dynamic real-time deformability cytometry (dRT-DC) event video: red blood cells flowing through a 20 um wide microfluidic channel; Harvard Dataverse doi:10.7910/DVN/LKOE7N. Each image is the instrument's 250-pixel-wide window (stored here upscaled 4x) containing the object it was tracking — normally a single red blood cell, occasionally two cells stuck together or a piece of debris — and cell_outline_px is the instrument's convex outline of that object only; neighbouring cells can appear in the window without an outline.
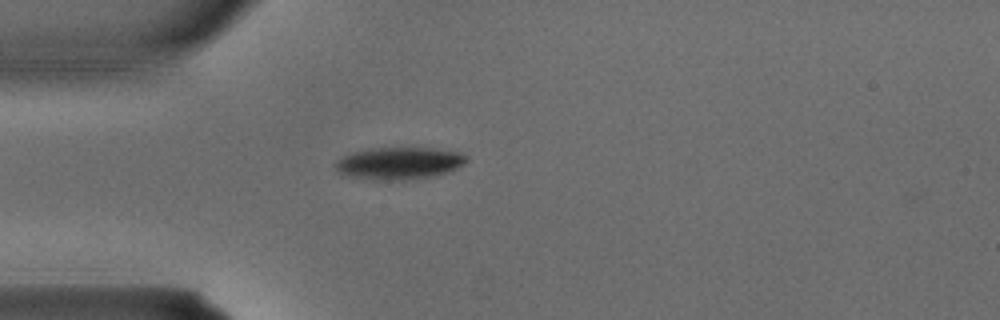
{"species": "common noctule bat (a hibernating species)", "species_latin": "Nyctalus noctula", "temperature_condition": "warm", "stored_images_in_passage": 2, "camera_frame_rate_fps": 3000, "um_per_image_px": 0.085, "animal": {"sex": "male", "body_mass_g": 15.6}, "frame": {"image": 1, "passage_image": 2, "time_ms": 0.333, "image_size_px": [1000, 320], "cell_outline_px": [[468, 160], [464, 164], [448, 172], [432, 176], [404, 180], [388, 180], [348, 176], [336, 172], [332, 164], [336, 160], [352, 152], [372, 148], [432, 148], [460, 152], [468, 156]], "centroid_in_image_um": [33.91, 13.87], "position_along_channel_um": 51.1, "area_um2": 24.62}}